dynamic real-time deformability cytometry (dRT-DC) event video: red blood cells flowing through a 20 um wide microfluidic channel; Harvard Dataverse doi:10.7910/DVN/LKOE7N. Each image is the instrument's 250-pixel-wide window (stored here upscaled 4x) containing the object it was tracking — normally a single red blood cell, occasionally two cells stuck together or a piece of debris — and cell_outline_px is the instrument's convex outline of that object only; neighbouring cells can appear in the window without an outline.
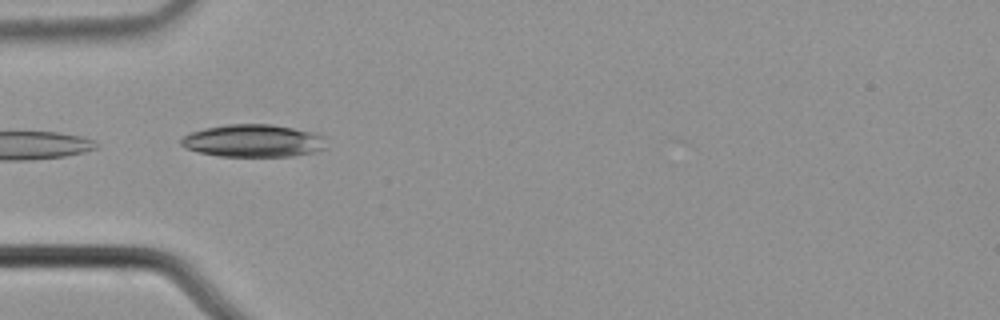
{"species": "common noctule bat (a hibernating species)", "species_latin": "Nyctalus noctula", "temperature_condition": "cold", "stored_images_in_passage": 5, "camera_frame_rate_fps": 3000, "um_per_image_px": 0.085, "animal": {"sex": "male", "body_mass_g": 21.5, "forearm_length_mm": 52.0}, "frame": {"image": 1, "passage_image": 2, "time_ms": 0.333, "image_size_px": [1000, 320], "cell_outline_px": [[324, 148], [312, 152], [292, 156], [220, 156], [200, 152], [188, 148], [180, 144], [180, 140], [184, 136], [192, 132], [204, 128], [228, 124], [272, 124], [312, 132], [324, 136]], "centroid_in_image_um": [21.51, 11.96], "position_along_channel_um": 63.5, "area_um2": 27.22}}
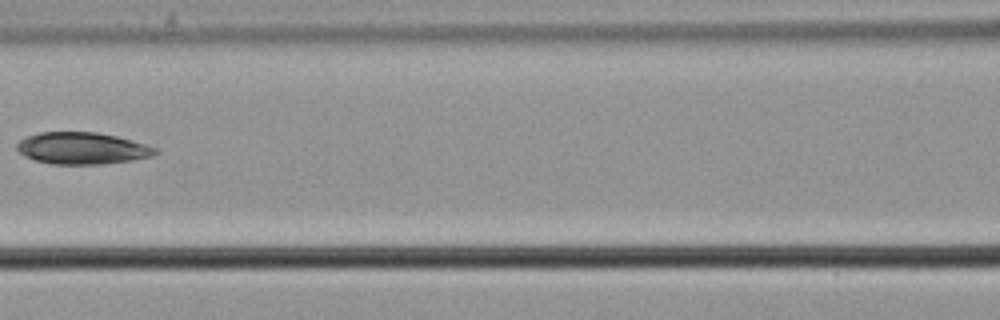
{"frame": {"image": 2, "passage_image": 4, "time_ms": 1.0, "image_size_px": [1000, 320], "cell_outline_px": [[160, 152], [152, 156], [132, 160], [100, 164], [52, 164], [36, 160], [24, 156], [16, 148], [16, 144], [20, 140], [28, 136], [40, 132], [96, 132], [116, 136], [144, 144], [156, 148]], "centroid_in_image_um": [6.97, 12.6], "position_along_channel_um": 159.6, "area_um2": 25.49}}
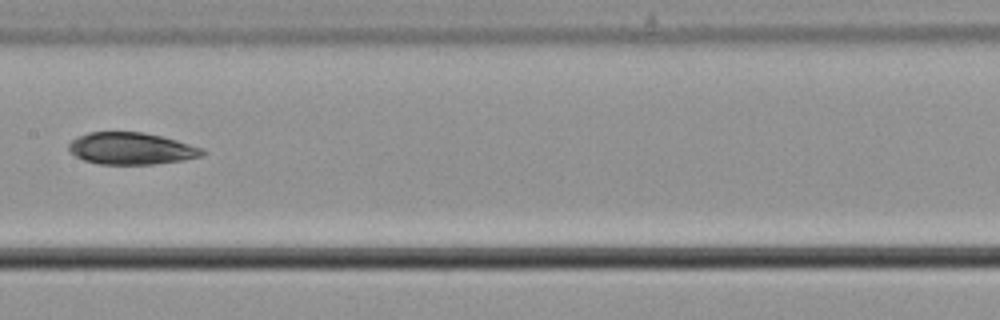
{"frame": {"image": 3, "passage_image": 5, "time_ms": 1.333, "image_size_px": [1000, 320], "cell_outline_px": [[208, 152], [200, 156], [184, 160], [152, 164], [100, 164], [84, 160], [68, 152], [68, 144], [76, 136], [88, 132], [144, 132], [176, 140], [204, 148]], "centroid_in_image_um": [11.14, 12.62], "position_along_channel_um": 196.3, "area_um2": 24.97}}